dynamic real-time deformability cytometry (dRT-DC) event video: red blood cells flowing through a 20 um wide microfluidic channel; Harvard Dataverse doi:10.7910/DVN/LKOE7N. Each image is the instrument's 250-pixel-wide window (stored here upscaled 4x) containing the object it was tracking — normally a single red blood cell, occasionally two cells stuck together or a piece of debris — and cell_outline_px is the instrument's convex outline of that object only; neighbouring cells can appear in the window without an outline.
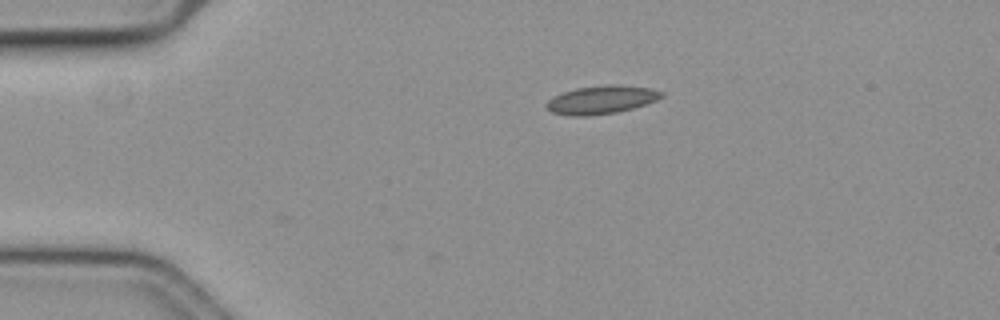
{"species": "common noctule bat (a hibernating species)", "species_latin": "Nyctalus noctula", "temperature_condition": "cold", "stored_images_in_passage": 18, "camera_frame_rate_fps": 3000, "um_per_image_px": 0.085, "animal": {"sex": "female", "body_mass_g": 19.3, "forearm_length_mm": 54.1}, "frame": {"image": 1, "passage_image": 1, "time_ms": 0.0, "image_size_px": [1000, 320], "cell_outline_px": [[664, 96], [656, 100], [632, 108], [616, 112], [584, 116], [572, 116], [552, 112], [544, 104], [552, 96], [576, 88], [604, 84], [620, 84], [652, 88], [664, 92]], "centroid_in_image_um": [51.13, 8.45], "position_along_channel_um": 33.9, "area_um2": 19.02}}
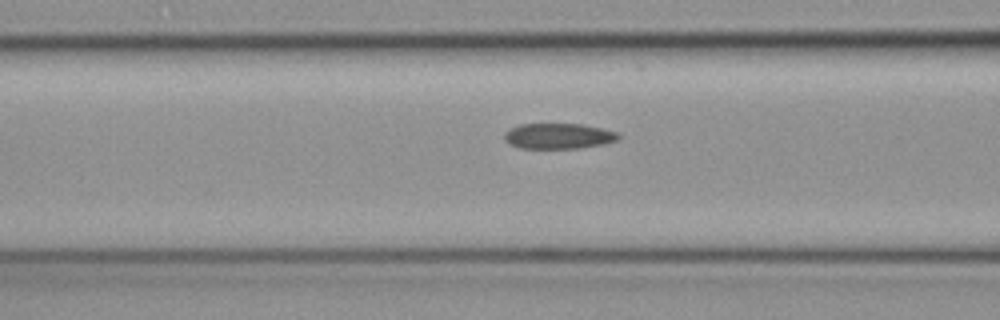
{"frame": {"image": 2, "passage_image": 12, "time_ms": 3.667, "image_size_px": [1000, 320], "cell_outline_px": [[620, 136], [616, 140], [604, 144], [580, 148], [520, 148], [508, 144], [504, 140], [504, 132], [508, 128], [520, 124], [584, 124], [620, 132]], "centroid_in_image_um": [47.45, 11.56], "position_along_channel_um": 119.1, "area_um2": 17.22}}
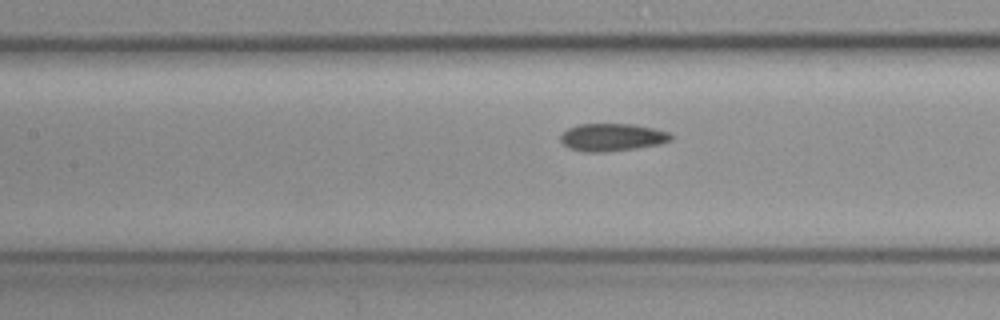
{"frame": {"image": 3, "passage_image": 15, "time_ms": 4.667, "image_size_px": [1000, 320], "cell_outline_px": [[676, 136], [672, 140], [660, 144], [636, 148], [604, 152], [584, 152], [568, 148], [560, 140], [560, 136], [568, 128], [580, 124], [632, 124], [656, 128], [668, 132]], "centroid_in_image_um": [52.07, 11.67], "position_along_channel_um": 155.3, "area_um2": 17.92}}